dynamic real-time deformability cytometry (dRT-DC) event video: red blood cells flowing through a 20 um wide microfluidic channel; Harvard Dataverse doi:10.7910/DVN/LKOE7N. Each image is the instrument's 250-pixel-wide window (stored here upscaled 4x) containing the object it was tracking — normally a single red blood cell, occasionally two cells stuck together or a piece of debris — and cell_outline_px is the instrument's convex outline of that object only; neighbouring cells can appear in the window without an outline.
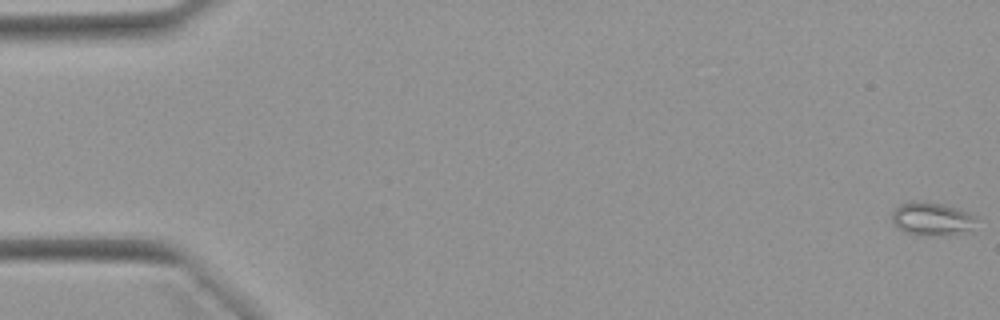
{"species": "Egyptian fruit bat (a non-hibernating species)", "species_latin": "Rousettus aegyptiacus", "temperature_condition": "warm", "stored_images_in_passage": 12, "camera_frame_rate_fps": 3000, "um_per_image_px": 0.085, "animal": {"sex": "female"}, "frame": {"image": 1, "passage_image": 1, "time_ms": 0.0, "image_size_px": [1000, 320], "cell_outline_px": [[976, 216], [972, 228], [964, 232], [908, 232], [900, 228], [892, 220], [892, 212], [900, 204], [916, 200], [920, 200], [940, 204], [956, 208], [968, 212]], "centroid_in_image_um": [79.19, 18.51], "position_along_channel_um": 5.8, "area_um2": 15.09}}